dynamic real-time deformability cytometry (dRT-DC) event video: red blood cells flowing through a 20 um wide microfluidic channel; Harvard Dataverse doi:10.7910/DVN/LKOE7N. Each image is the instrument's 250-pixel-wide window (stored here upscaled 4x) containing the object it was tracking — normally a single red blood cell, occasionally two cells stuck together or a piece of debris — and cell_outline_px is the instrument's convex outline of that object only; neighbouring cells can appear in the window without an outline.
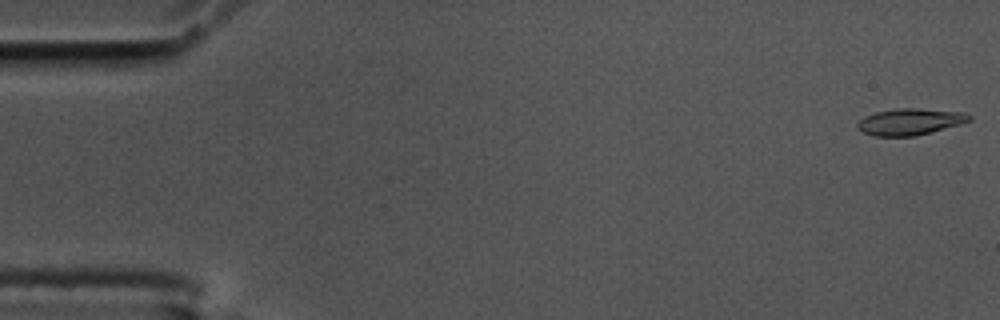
{"species": "common noctule bat (a hibernating species)", "species_latin": "Nyctalus noctula", "temperature_condition": "cold", "stored_images_in_passage": 56, "camera_frame_rate_fps": 3000, "um_per_image_px": 0.085, "animal": {"sex": "male", "body_mass_g": 17.5, "forearm_length_mm": 52.3}, "frame": {"image": 1, "passage_image": 1, "time_ms": 0.0, "image_size_px": [1000, 320], "cell_outline_px": [[972, 120], [960, 124], [916, 136], [876, 136], [864, 132], [856, 128], [856, 124], [864, 116], [876, 112], [896, 108], [916, 108], [964, 112], [972, 116]], "centroid_in_image_um": [77.35, 10.34], "position_along_channel_um": 7.6, "area_um2": 17.28}}
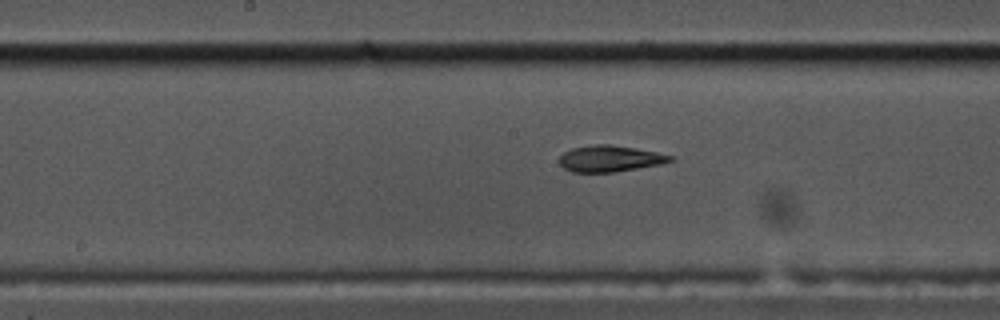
{"frame": {"image": 2, "passage_image": 28, "time_ms": 9.0, "image_size_px": [1000, 320], "cell_outline_px": [[676, 160], [660, 164], [616, 172], [572, 172], [564, 168], [560, 164], [560, 156], [564, 152], [572, 148], [592, 144], [608, 144], [636, 148], [656, 152], [672, 156]], "centroid_in_image_um": [51.84, 13.48], "position_along_channel_um": 196.4, "area_um2": 16.99}}
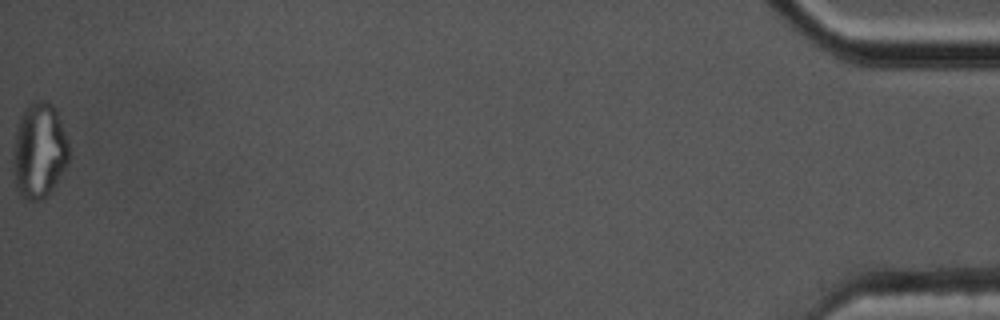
{"frame": {"image": 3, "passage_image": 56, "time_ms": 18.333, "image_size_px": [1000, 320], "cell_outline_px": [[68, 164], [52, 192], [40, 200], [24, 200], [16, 192], [12, 172], [12, 156], [16, 124], [24, 108], [28, 104], [36, 100], [48, 100], [56, 108], [68, 140]], "centroid_in_image_um": [3.3, 12.82], "position_along_channel_um": 431.9, "area_um2": 32.14}, "authors_computed_cell_mechanics": {"area_um2": 17.4845, "velocity_mm_per_s": 3.6043, "shape_relaxation_time_tau1_ms": null, "shape_relaxation_time_tau2_ms": 3.7855, "deformation_change_tau1": null, "deformation_change_tau2": 0.1202}}